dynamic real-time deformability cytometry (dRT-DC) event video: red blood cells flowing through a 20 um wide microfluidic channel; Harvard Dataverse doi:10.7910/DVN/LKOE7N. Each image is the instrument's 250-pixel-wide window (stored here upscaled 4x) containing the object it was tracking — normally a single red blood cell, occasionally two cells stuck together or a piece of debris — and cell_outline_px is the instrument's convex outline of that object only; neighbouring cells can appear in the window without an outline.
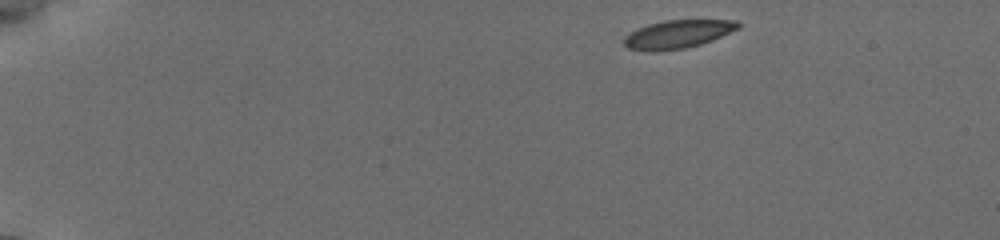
{"species": "common noctule bat (a hibernating species)", "species_latin": "Nyctalus noctula", "temperature_condition": "cold", "stored_images_in_passage": 39, "camera_frame_rate_fps": 3000, "um_per_image_px": 0.085, "animal": {"sex": "female", "body_mass_g": 19.5, "forearm_length_mm": 54.1}, "frame": {"image": 1, "passage_image": 1, "time_ms": 0.0, "image_size_px": [1000, 240], "cell_outline_px": [[740, 28], [712, 40], [700, 44], [684, 48], [656, 52], [628, 48], [624, 44], [624, 36], [636, 28], [648, 24], [664, 20], [736, 20], [740, 24]], "centroid_in_image_um": [57.59, 2.9], "position_along_channel_um": 27.4, "area_um2": 18.79}}
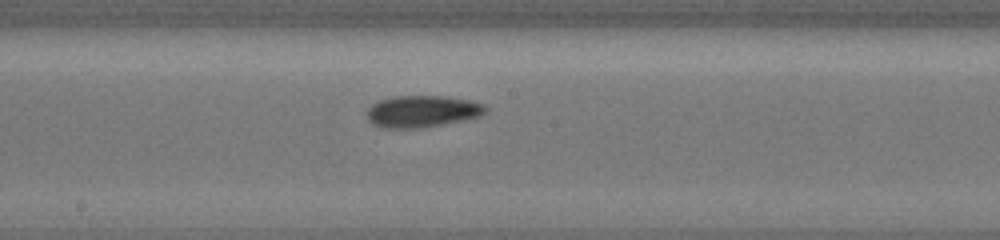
{"frame": {"image": 2, "passage_image": 17, "time_ms": 7.667, "image_size_px": [1000, 240], "cell_outline_px": [[488, 112], [480, 116], [424, 128], [384, 128], [372, 124], [368, 120], [364, 112], [372, 104], [380, 100], [392, 96], [444, 96], [468, 100], [484, 104], [488, 108]], "centroid_in_image_um": [35.85, 9.47], "position_along_channel_um": 212.3, "area_um2": 22.2}}
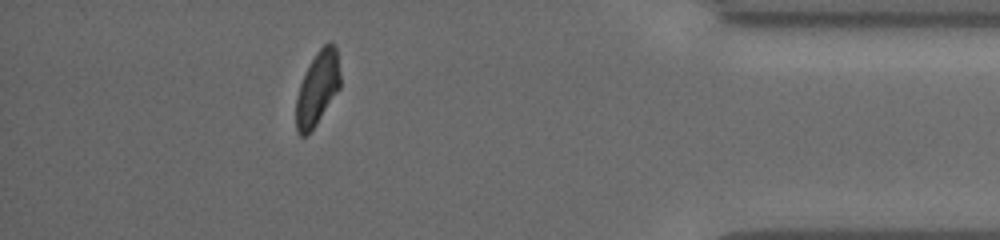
{"frame": {"image": 3, "passage_image": 34, "time_ms": 13.667, "image_size_px": [1000, 240], "cell_outline_px": [[340, 88], [316, 124], [304, 136], [300, 136], [296, 132], [296, 96], [300, 84], [316, 52], [328, 40], [332, 40], [336, 48], [340, 72]], "centroid_in_image_um": [26.99, 7.48], "position_along_channel_um": 408.2, "area_um2": 18.84}, "authors_computed_cell_mechanics": {"area_um2": 20.4612, "velocity_mm_per_s": 3.8203, "shape_relaxation_time_tau1_ms": 3.3657, "shape_relaxation_time_tau2_ms": 1.9965, "deformation_change_tau1": 0.1083, "deformation_change_tau2": 0.0723}}